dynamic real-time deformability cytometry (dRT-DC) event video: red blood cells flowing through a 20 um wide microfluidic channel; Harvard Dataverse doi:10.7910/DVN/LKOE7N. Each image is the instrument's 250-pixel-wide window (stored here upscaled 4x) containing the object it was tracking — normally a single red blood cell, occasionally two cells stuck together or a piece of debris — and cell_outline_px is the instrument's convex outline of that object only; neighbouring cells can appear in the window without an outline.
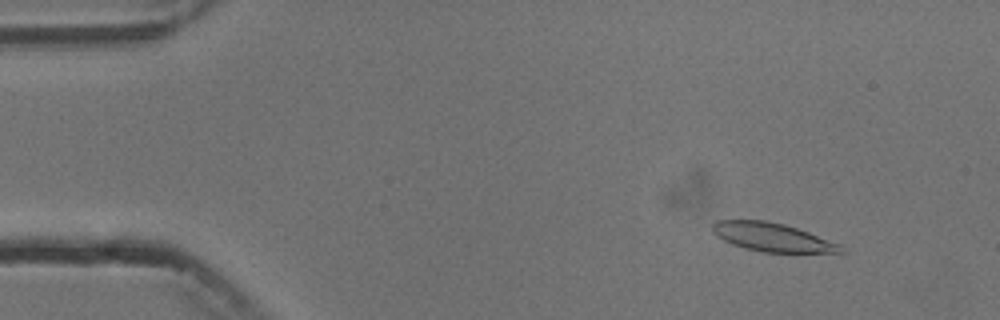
{"species": "common noctule bat (a hibernating species)", "species_latin": "Nyctalus noctula", "temperature_condition": "cold", "stored_images_in_passage": 8, "camera_frame_rate_fps": 3000, "um_per_image_px": 0.085, "animal": {"sex": "male", "body_mass_g": 13.3}, "frame": {"image": 1, "passage_image": 1, "time_ms": 0.0, "image_size_px": [1000, 320], "cell_outline_px": [[848, 252], [760, 252], [744, 248], [732, 244], [716, 236], [712, 232], [712, 224], [716, 220], [764, 220], [784, 224], [808, 232], [840, 244]], "centroid_in_image_um": [65.61, 20.16], "position_along_channel_um": 19.4, "area_um2": 21.27}}
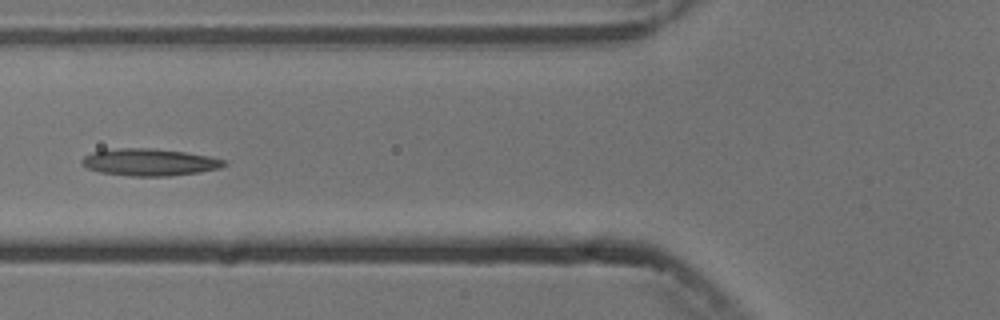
{"frame": {"image": 2, "passage_image": 5, "time_ms": 5.0, "image_size_px": [1000, 320], "cell_outline_px": [[228, 164], [220, 168], [200, 172], [168, 176], [132, 176], [100, 172], [88, 168], [80, 164], [80, 160], [84, 156], [92, 152], [120, 148], [148, 148], [184, 152], [208, 156], [228, 160]], "centroid_in_image_um": [12.72, 13.79], "position_along_channel_um": 113.1, "area_um2": 22.43}}
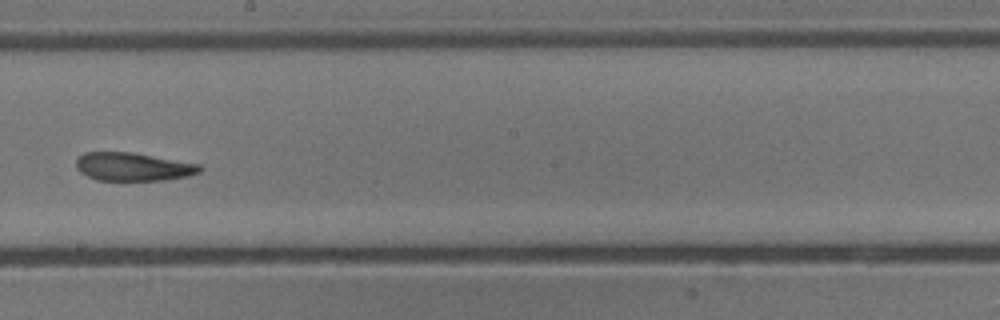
{"frame": {"image": 3, "passage_image": 8, "time_ms": 8.333, "image_size_px": [1000, 320], "cell_outline_px": [[204, 168], [200, 172], [188, 176], [164, 180], [96, 180], [80, 172], [76, 168], [76, 160], [84, 152], [132, 152], [200, 164]], "centroid_in_image_um": [11.32, 14.17], "position_along_channel_um": 236.9, "area_um2": 20.4}}